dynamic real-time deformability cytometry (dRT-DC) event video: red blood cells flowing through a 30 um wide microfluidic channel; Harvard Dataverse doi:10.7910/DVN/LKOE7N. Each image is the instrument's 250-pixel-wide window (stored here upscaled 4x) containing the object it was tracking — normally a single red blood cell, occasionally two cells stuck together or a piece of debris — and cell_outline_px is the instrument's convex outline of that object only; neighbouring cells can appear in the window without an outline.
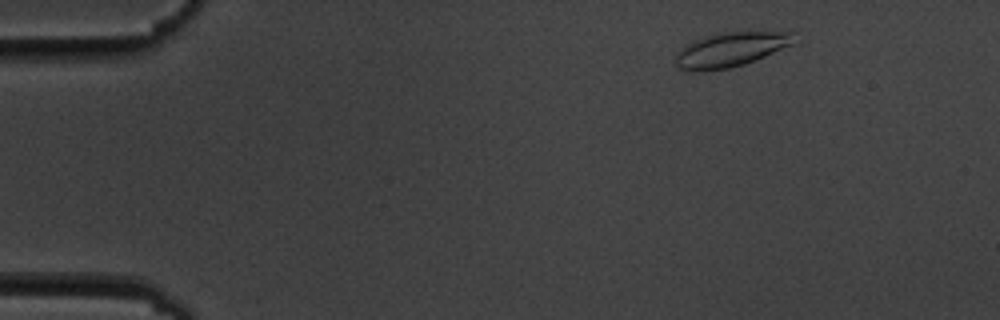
{"species": "common noctule bat (a hibernating species)", "species_latin": "Nyctalus noctula", "temperature_condition": "cold", "stored_images_in_passage": 7, "camera_frame_rate_fps": 3000, "um_per_image_px": 0.085, "animal": {"sex": "male", "body_mass_g": 19.5, "forearm_length_mm": 54.6}, "frame": {"image": 1, "passage_image": 2, "time_ms": 1.0, "image_size_px": [1000, 320], "cell_outline_px": [[804, 36], [796, 44], [744, 64], [728, 68], [688, 72], [676, 68], [672, 60], [676, 52], [684, 44], [692, 40], [724, 32], [792, 28]], "centroid_in_image_um": [62.29, 4.14], "position_along_channel_um": 22.7, "area_um2": 25.72}}
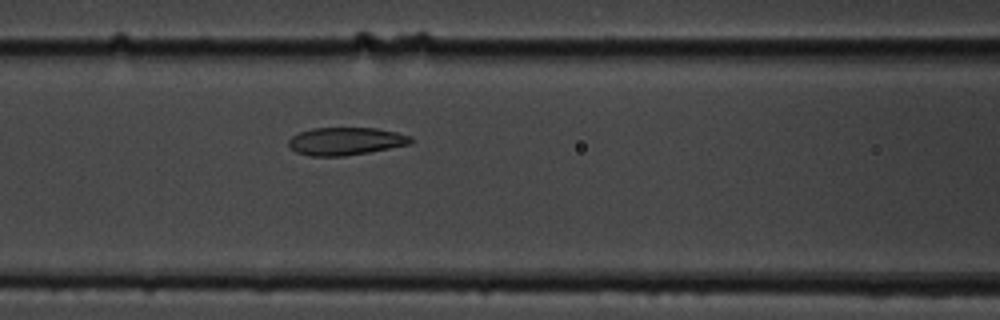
{"frame": {"image": 2, "passage_image": 7, "time_ms": 6.667, "image_size_px": [1000, 320], "cell_outline_px": [[412, 144], [368, 152], [344, 156], [308, 156], [296, 152], [288, 144], [288, 140], [292, 136], [300, 132], [312, 128], [376, 128], [396, 132], [412, 136]], "centroid_in_image_um": [29.39, 12.0], "position_along_channel_um": 137.2, "area_um2": 19.77}}